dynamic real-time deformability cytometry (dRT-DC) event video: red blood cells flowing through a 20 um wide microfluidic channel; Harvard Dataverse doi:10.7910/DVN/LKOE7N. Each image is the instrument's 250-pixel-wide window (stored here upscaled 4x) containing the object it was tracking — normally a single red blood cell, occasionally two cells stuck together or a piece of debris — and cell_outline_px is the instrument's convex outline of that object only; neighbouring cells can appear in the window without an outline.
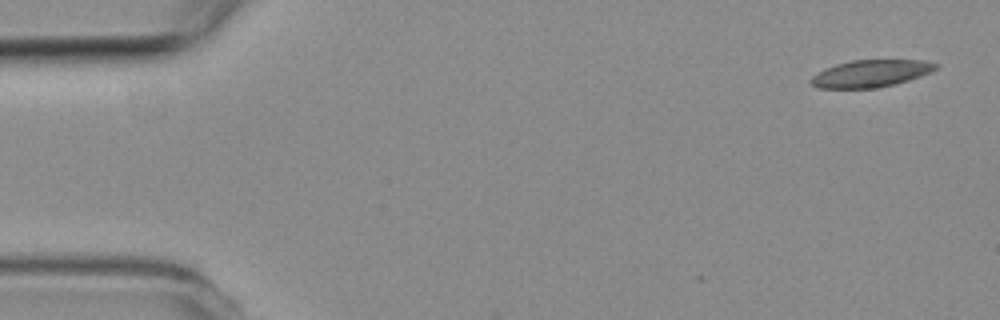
{"species": "common noctule bat (a hibernating species)", "species_latin": "Nyctalus noctula", "temperature_condition": "room temperature", "stored_images_in_passage": 7, "camera_frame_rate_fps": 3000, "um_per_image_px": 0.085, "animal": {"sex": "female", "body_mass_g": 19.3, "forearm_length_mm": 54.1}, "frame": {"image": 1, "passage_image": 1, "time_ms": 0.0, "image_size_px": [1000, 320], "cell_outline_px": [[940, 64], [936, 68], [920, 76], [896, 84], [876, 88], [816, 88], [808, 80], [812, 76], [824, 68], [836, 64], [852, 60], [924, 60]], "centroid_in_image_um": [73.98, 6.25], "position_along_channel_um": 11.0, "area_um2": 19.77}}
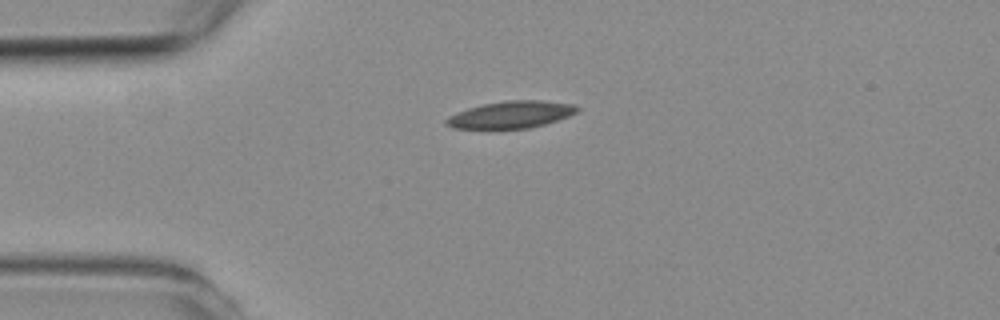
{"frame": {"image": 2, "passage_image": 4, "time_ms": 3.333, "image_size_px": [1000, 320], "cell_outline_px": [[580, 108], [576, 112], [568, 116], [544, 124], [528, 128], [452, 128], [444, 124], [444, 120], [448, 116], [468, 108], [484, 104], [508, 100], [540, 100], [572, 104]], "centroid_in_image_um": [43.4, 9.74], "position_along_channel_um": 41.6, "area_um2": 20.35}}
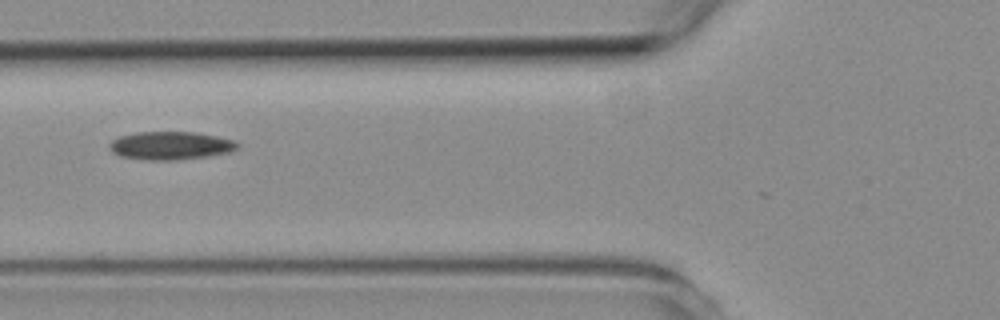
{"frame": {"image": 3, "passage_image": 6, "time_ms": 5.667, "image_size_px": [1000, 320], "cell_outline_px": [[240, 144], [236, 148], [228, 152], [208, 156], [176, 160], [148, 160], [120, 156], [112, 152], [108, 144], [112, 140], [120, 136], [136, 132], [196, 132], [216, 136], [232, 140]], "centroid_in_image_um": [14.46, 12.37], "position_along_channel_um": 111.3, "area_um2": 20.87}}